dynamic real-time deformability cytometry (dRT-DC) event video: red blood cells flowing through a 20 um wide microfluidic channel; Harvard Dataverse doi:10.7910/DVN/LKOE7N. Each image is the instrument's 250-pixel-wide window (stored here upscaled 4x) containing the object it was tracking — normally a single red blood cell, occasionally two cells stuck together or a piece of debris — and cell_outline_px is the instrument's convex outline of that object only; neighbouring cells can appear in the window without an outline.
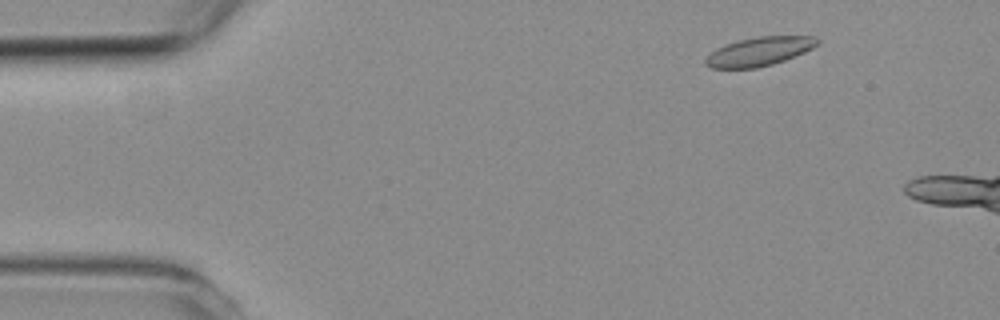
{"species": "common noctule bat (a hibernating species)", "species_latin": "Nyctalus noctula", "temperature_condition": "room temperature", "stored_images_in_passage": 4, "camera_frame_rate_fps": 3000, "um_per_image_px": 0.085, "animal": {"sex": "female", "body_mass_g": 19.3, "forearm_length_mm": 54.1}, "frame": {"image": 1, "passage_image": 2, "time_ms": 1.333, "image_size_px": [1000, 320], "cell_outline_px": [[820, 40], [812, 48], [804, 52], [784, 60], [772, 64], [756, 68], [712, 68], [704, 64], [704, 60], [716, 48], [740, 40], [756, 36], [812, 36]], "centroid_in_image_um": [64.52, 4.38], "position_along_channel_um": 20.5, "area_um2": 18.5}}